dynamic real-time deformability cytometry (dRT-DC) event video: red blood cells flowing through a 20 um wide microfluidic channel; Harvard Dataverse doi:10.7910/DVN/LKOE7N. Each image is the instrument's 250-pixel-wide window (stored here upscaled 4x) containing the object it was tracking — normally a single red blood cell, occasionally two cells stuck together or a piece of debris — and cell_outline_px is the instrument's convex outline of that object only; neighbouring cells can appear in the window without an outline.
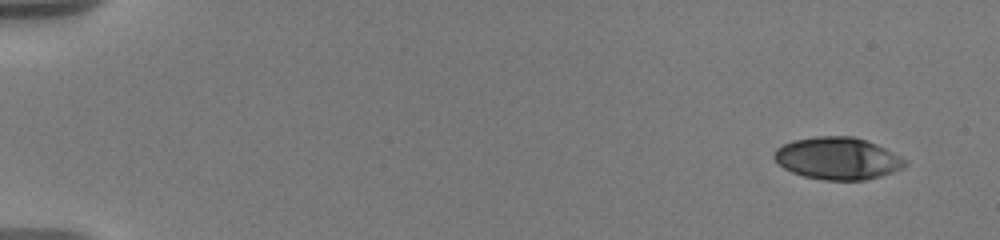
{"species": "human", "species_latin": "Homo sapiens", "temperature_condition": "warm", "stored_images_in_passage": 48, "camera_frame_rate_fps": 3000, "um_per_image_px": 0.085, "donor": {"sex": "male"}, "frame": {"image": 1, "passage_image": 1, "time_ms": 0.0, "image_size_px": [1000, 240], "cell_outline_px": [[908, 164], [904, 168], [880, 176], [864, 180], [824, 180], [804, 176], [792, 172], [784, 168], [772, 156], [772, 152], [776, 148], [792, 140], [816, 136], [852, 136], [876, 144], [908, 160]], "centroid_in_image_um": [71.19, 13.46], "position_along_channel_um": 13.8, "area_um2": 32.19}}
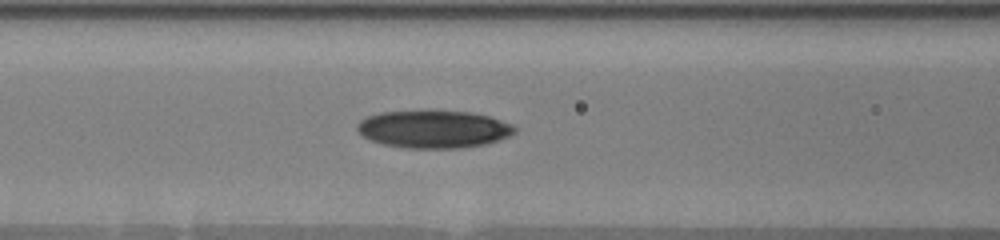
{"frame": {"image": 2, "passage_image": 21, "time_ms": 7.333, "image_size_px": [1000, 240], "cell_outline_px": [[516, 132], [500, 140], [484, 144], [464, 148], [408, 148], [384, 144], [372, 140], [364, 136], [356, 128], [356, 124], [360, 120], [368, 116], [380, 112], [424, 108], [432, 108], [472, 112], [488, 116], [512, 124], [516, 128]], "centroid_in_image_um": [36.86, 10.93], "position_along_channel_um": 129.7, "area_um2": 35.49}}
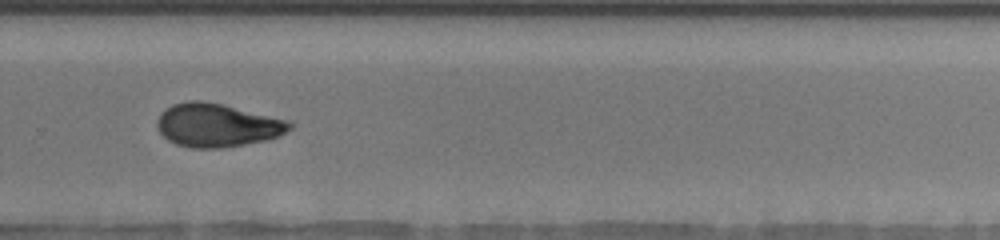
{"frame": {"image": 3, "passage_image": 37, "time_ms": 12.333, "image_size_px": [1000, 240], "cell_outline_px": [[292, 128], [276, 136], [264, 140], [244, 144], [220, 148], [192, 148], [176, 144], [168, 140], [160, 132], [156, 124], [156, 120], [160, 112], [172, 104], [188, 100], [200, 100], [224, 104], [288, 120], [292, 124]], "centroid_in_image_um": [18.41, 10.62], "position_along_channel_um": 311.4, "area_um2": 33.47}, "authors_computed_cell_mechanics": {"area_um2": 33.3795, "velocity_mm_per_s": 3.6397, "shape_relaxation_time_tau1_ms": 5.0312, "shape_relaxation_time_tau2_ms": 6.0227, "deformation_change_tau1": 0.1456, "deformation_change_tau2": 0.1093}}